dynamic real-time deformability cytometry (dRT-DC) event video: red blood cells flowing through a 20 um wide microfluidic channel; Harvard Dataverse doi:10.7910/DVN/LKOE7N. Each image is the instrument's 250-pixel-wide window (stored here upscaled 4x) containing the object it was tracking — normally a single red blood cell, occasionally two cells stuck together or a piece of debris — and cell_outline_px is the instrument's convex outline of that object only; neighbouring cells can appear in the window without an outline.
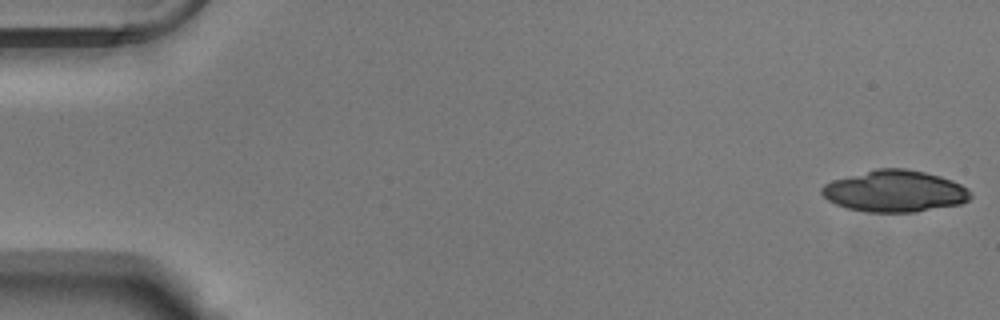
{"species": "Egyptian fruit bat (a non-hibernating species)", "species_latin": "Rousettus aegyptiacus", "temperature_condition": "warm", "stored_images_in_passage": 24, "camera_frame_rate_fps": 3000, "um_per_image_px": 0.085, "animal": {"sex": "male"}, "frame": {"image": 1, "passage_image": 1, "time_ms": 0.0, "image_size_px": [1000, 320], "cell_outline_px": [[972, 196], [968, 200], [960, 204], [916, 212], [864, 212], [848, 208], [836, 204], [828, 200], [820, 192], [820, 188], [824, 184], [832, 180], [876, 168], [904, 168], [924, 172], [940, 176], [952, 180], [968, 188]], "centroid_in_image_um": [76.05, 16.25], "position_along_channel_um": 9.0, "area_um2": 36.18}}